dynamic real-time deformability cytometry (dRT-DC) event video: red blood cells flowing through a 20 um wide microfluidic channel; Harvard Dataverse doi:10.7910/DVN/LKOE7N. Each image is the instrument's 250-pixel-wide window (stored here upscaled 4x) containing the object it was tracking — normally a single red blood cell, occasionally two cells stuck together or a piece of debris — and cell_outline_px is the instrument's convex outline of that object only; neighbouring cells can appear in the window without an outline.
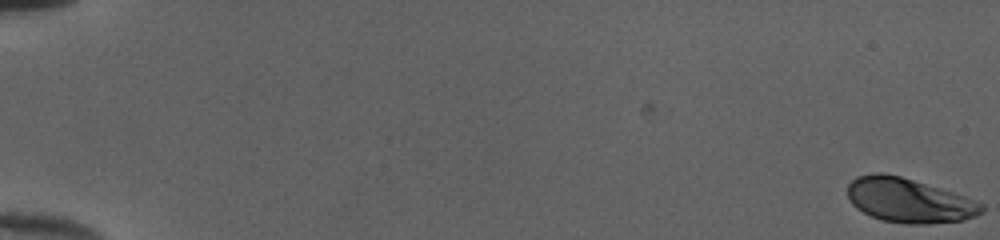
{"species": "human", "species_latin": "Homo sapiens", "temperature_condition": "cold", "stored_images_in_passage": 53, "camera_frame_rate_fps": 3000, "um_per_image_px": 0.085, "donor": {"sex": "female"}, "frame": {"image": 1, "passage_image": 1, "time_ms": 0.0, "image_size_px": [1000, 240], "cell_outline_px": [[984, 212], [976, 216], [964, 220], [928, 224], [908, 224], [880, 220], [856, 208], [852, 204], [848, 196], [848, 184], [856, 176], [876, 172], [884, 172], [900, 176], [952, 192], [964, 196], [984, 204]], "centroid_in_image_um": [77.26, 17.04], "position_along_channel_um": 7.7, "area_um2": 34.68}}
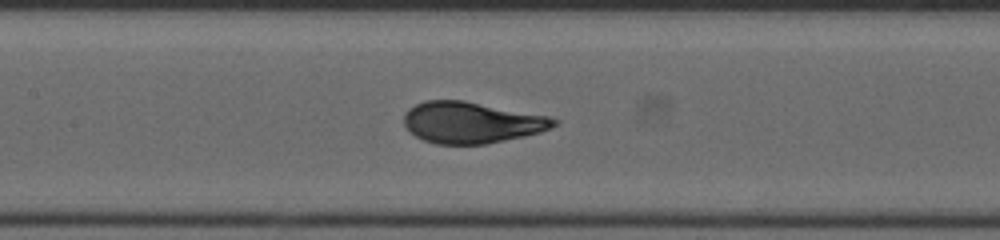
{"frame": {"image": 2, "passage_image": 28, "time_ms": 9.0, "image_size_px": [1000, 240], "cell_outline_px": [[560, 124], [552, 128], [540, 132], [524, 136], [484, 144], [436, 144], [424, 140], [408, 132], [404, 124], [404, 112], [408, 108], [424, 100], [464, 100], [548, 116], [560, 120]], "centroid_in_image_um": [40.07, 10.41], "position_along_channel_um": 167.3, "area_um2": 36.3}}
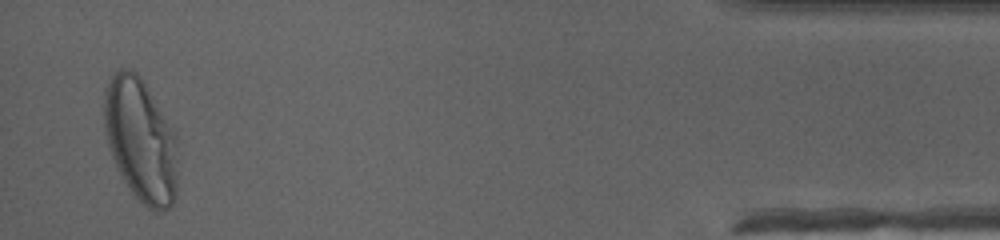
{"frame": {"image": 3, "passage_image": 52, "time_ms": 17.0, "image_size_px": [1000, 240], "cell_outline_px": [[176, 196], [172, 204], [164, 212], [156, 212], [148, 208], [132, 192], [124, 180], [112, 156], [108, 144], [104, 128], [104, 88], [108, 80], [120, 68], [132, 68], [140, 76], [176, 136]], "centroid_in_image_um": [11.94, 11.91], "position_along_channel_um": 423.3, "area_um2": 52.42}, "authors_computed_cell_mechanics": {"area_um2": 35.836, "velocity_mm_per_s": 4.0243, "shape_relaxation_time_tau1_ms": 4.0293, "shape_relaxation_time_tau2_ms": null, "deformation_change_tau1": 0.1923, "deformation_change_tau2": null}}